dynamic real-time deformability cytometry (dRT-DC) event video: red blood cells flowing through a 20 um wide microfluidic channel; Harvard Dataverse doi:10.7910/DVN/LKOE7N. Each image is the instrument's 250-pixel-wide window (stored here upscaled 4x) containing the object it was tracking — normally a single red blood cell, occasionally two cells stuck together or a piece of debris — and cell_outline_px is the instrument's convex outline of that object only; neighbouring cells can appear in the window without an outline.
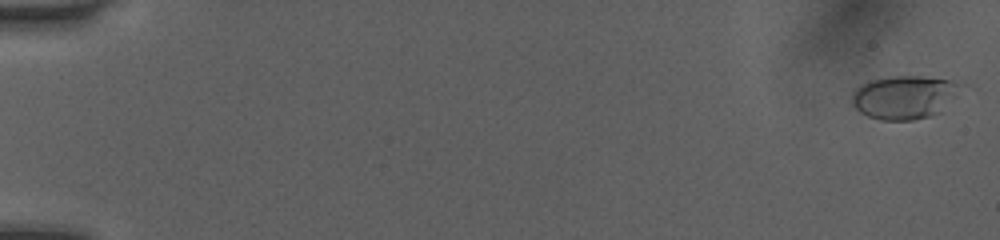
{"species": "human", "species_latin": "Homo sapiens", "temperature_condition": "room temperature", "stored_images_in_passage": 26, "camera_frame_rate_fps": 3000, "um_per_image_px": 0.085, "donor": {"sex": "female"}, "frame": {"image": 1, "passage_image": 1, "time_ms": 0.0, "image_size_px": [1000, 240], "cell_outline_px": [[968, 84], [944, 112], [932, 116], [912, 120], [880, 120], [868, 116], [860, 112], [852, 104], [852, 92], [860, 84], [872, 80], [892, 76], [920, 76], [952, 80]], "centroid_in_image_um": [76.98, 8.26], "position_along_channel_um": 8.0, "area_um2": 28.38}}
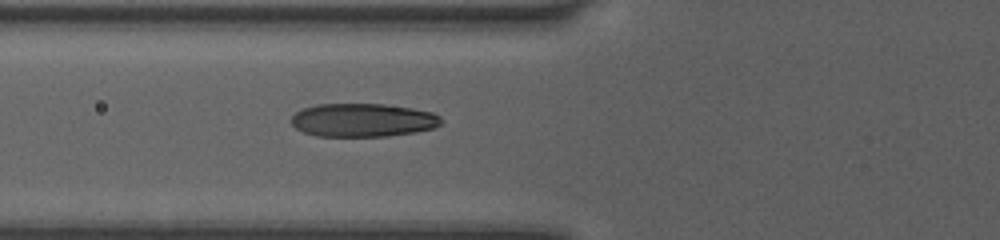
{"frame": {"image": 2, "passage_image": 20, "time_ms": 6.333, "image_size_px": [1000, 240], "cell_outline_px": [[444, 120], [440, 124], [432, 128], [412, 132], [388, 136], [316, 136], [304, 132], [296, 128], [292, 124], [292, 116], [296, 112], [304, 108], [316, 104], [384, 104], [412, 108], [432, 112], [440, 116]], "centroid_in_image_um": [30.84, 10.2], "position_along_channel_um": 95.0, "area_um2": 29.07}}
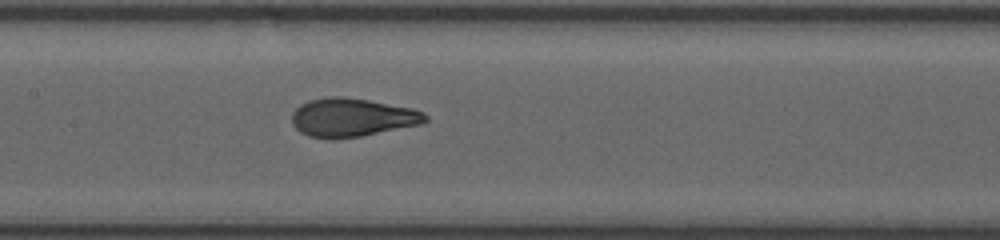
{"frame": {"image": 3, "passage_image": 26, "time_ms": 8.333, "image_size_px": [1000, 240], "cell_outline_px": [[428, 120], [420, 124], [360, 136], [332, 140], [308, 136], [300, 132], [292, 124], [292, 112], [300, 104], [308, 100], [328, 96], [344, 96], [368, 100], [412, 108], [424, 112], [428, 116]], "centroid_in_image_um": [29.89, 9.98], "position_along_channel_um": 177.5, "area_um2": 30.11}}